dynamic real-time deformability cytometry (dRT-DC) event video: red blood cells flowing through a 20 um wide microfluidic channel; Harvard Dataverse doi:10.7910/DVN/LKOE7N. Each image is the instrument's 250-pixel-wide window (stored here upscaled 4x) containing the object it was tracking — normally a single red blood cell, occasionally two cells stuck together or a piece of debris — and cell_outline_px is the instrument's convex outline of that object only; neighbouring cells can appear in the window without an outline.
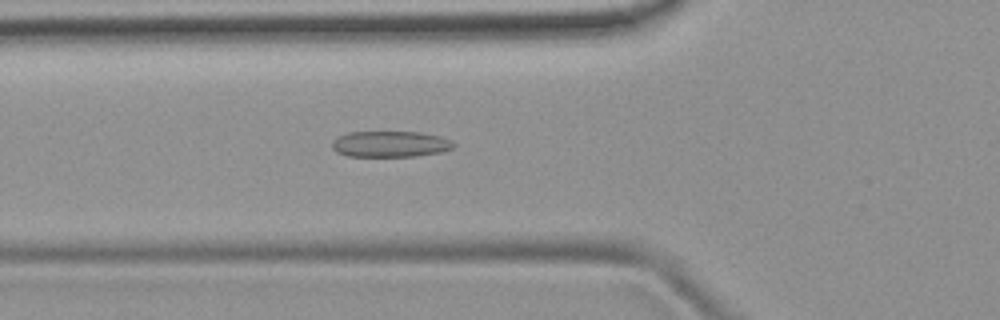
{"species": "common noctule bat (a hibernating species)", "species_latin": "Nyctalus noctula", "temperature_condition": "room temperature", "stored_images_in_passage": 50, "camera_frame_rate_fps": 3000, "um_per_image_px": 0.085, "animal": {"sex": "female", "body_mass_g": 19.9}, "frame": {"image": 1, "passage_image": 17, "time_ms": 5.333, "image_size_px": [1000, 320], "cell_outline_px": [[456, 144], [452, 148], [440, 152], [416, 156], [348, 156], [336, 152], [332, 148], [332, 140], [336, 136], [348, 132], [420, 132], [440, 136], [452, 140]], "centroid_in_image_um": [33.15, 12.24], "position_along_channel_um": 92.7, "area_um2": 18.55}}
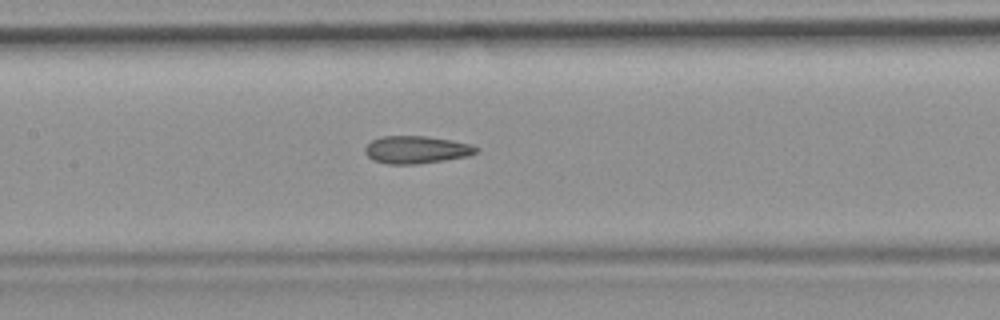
{"frame": {"image": 2, "passage_image": 23, "time_ms": 7.333, "image_size_px": [1000, 320], "cell_outline_px": [[480, 148], [476, 152], [468, 156], [444, 160], [416, 164], [388, 164], [372, 160], [364, 152], [364, 148], [372, 140], [380, 136], [424, 136], [452, 140], [472, 144]], "centroid_in_image_um": [35.38, 12.72], "position_along_channel_um": 172.0, "area_um2": 17.92}}
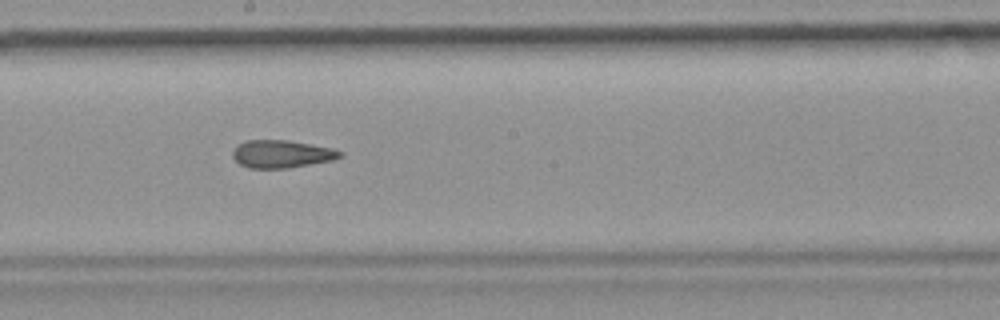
{"frame": {"image": 3, "passage_image": 27, "time_ms": 8.667, "image_size_px": [1000, 320], "cell_outline_px": [[344, 152], [340, 156], [332, 160], [288, 168], [248, 168], [240, 164], [232, 156], [232, 152], [244, 140], [288, 140], [332, 148]], "centroid_in_image_um": [23.93, 13.09], "position_along_channel_um": 224.3, "area_um2": 17.17}, "authors_computed_cell_mechanics": {"area_um2": 17.8602, "velocity_mm_per_s": 3.9443, "shape_relaxation_time_tau1_ms": null, "shape_relaxation_time_tau2_ms": 2.5564, "deformation_change_tau1": null, "deformation_change_tau2": 0.1095}}